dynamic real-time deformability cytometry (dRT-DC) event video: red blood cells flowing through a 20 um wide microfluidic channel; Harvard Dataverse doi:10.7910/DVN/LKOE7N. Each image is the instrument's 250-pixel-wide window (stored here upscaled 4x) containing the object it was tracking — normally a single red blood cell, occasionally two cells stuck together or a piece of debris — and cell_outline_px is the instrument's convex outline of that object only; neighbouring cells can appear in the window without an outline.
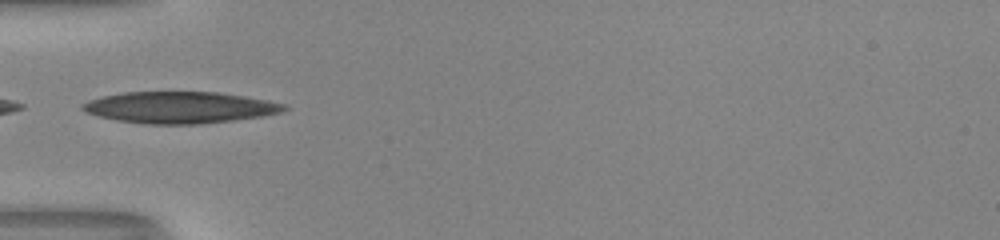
{"species": "human", "species_latin": "Homo sapiens", "temperature_condition": "room temperature", "stored_images_in_passage": 35, "camera_frame_rate_fps": 3000, "um_per_image_px": 0.085, "donor": {"sex": "male"}, "frame": {"image": 1, "passage_image": 1, "time_ms": 0.0, "image_size_px": [1000, 240], "cell_outline_px": [[288, 108], [280, 112], [260, 116], [232, 120], [200, 124], [148, 124], [116, 120], [100, 116], [88, 112], [80, 108], [80, 104], [88, 100], [104, 96], [124, 92], [220, 92], [268, 100], [288, 104]], "centroid_in_image_um": [15.29, 9.12], "position_along_channel_um": 69.7, "area_um2": 36.93}}
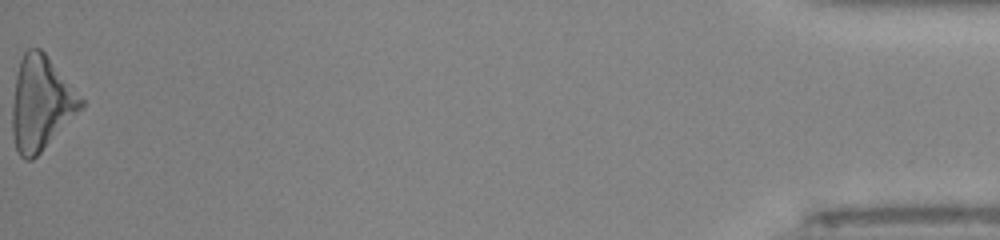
{"frame": {"image": 2, "passage_image": 35, "time_ms": 11.333, "image_size_px": [1000, 240], "cell_outline_px": [[84, 108], [32, 160], [24, 160], [20, 156], [16, 148], [12, 132], [12, 104], [16, 76], [20, 60], [24, 52], [28, 48], [40, 48], [44, 52], [84, 100]], "centroid_in_image_um": [3.48, 8.79], "position_along_channel_um": 431.7, "area_um2": 37.4}, "authors_computed_cell_mechanics": {"area_um2": 35.836, "velocity_mm_per_s": 4.0853, "shape_relaxation_time_tau1_ms": null, "shape_relaxation_time_tau2_ms": 3.9277, "deformation_change_tau1": null, "deformation_change_tau2": 0.1528}}